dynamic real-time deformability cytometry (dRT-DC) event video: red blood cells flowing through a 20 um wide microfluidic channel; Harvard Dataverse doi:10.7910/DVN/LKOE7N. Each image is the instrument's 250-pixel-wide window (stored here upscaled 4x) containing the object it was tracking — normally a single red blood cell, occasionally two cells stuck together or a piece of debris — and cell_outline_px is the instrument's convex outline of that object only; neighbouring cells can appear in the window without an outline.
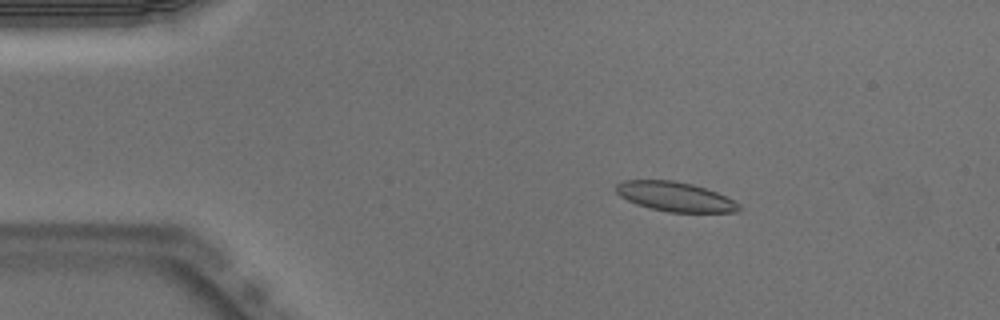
{"species": "Egyptian fruit bat (a non-hibernating species)", "species_latin": "Rousettus aegyptiacus", "temperature_condition": "warm", "stored_images_in_passage": 51, "camera_frame_rate_fps": 3000, "um_per_image_px": 0.085, "animal": {"sex": "male"}, "frame": {"image": 1, "passage_image": 9, "time_ms": 2.667, "image_size_px": [1000, 320], "cell_outline_px": [[744, 208], [740, 212], [668, 212], [636, 204], [620, 196], [616, 192], [616, 184], [624, 180], [672, 180], [692, 184], [716, 192], [740, 204]], "centroid_in_image_um": [57.4, 16.72], "position_along_channel_um": 27.6, "area_um2": 21.04}}
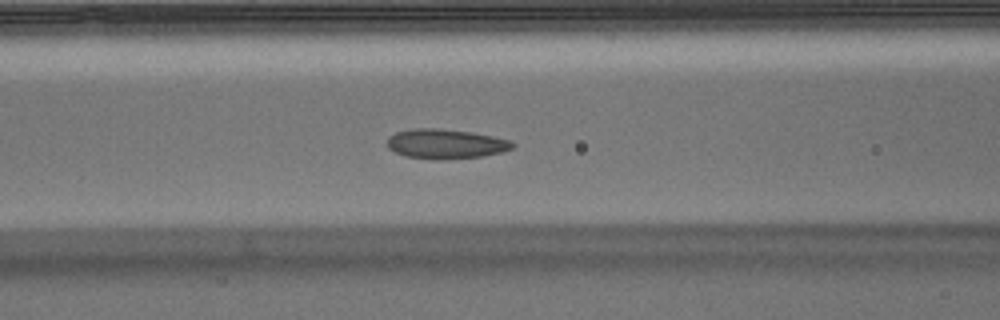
{"frame": {"image": 2, "passage_image": 21, "time_ms": 6.667, "image_size_px": [1000, 320], "cell_outline_px": [[516, 144], [512, 148], [504, 152], [484, 156], [436, 160], [432, 160], [404, 156], [388, 148], [388, 136], [396, 132], [416, 128], [440, 128], [472, 132], [492, 136], [508, 140]], "centroid_in_image_um": [37.88, 12.23], "position_along_channel_um": 128.7, "area_um2": 21.79}}
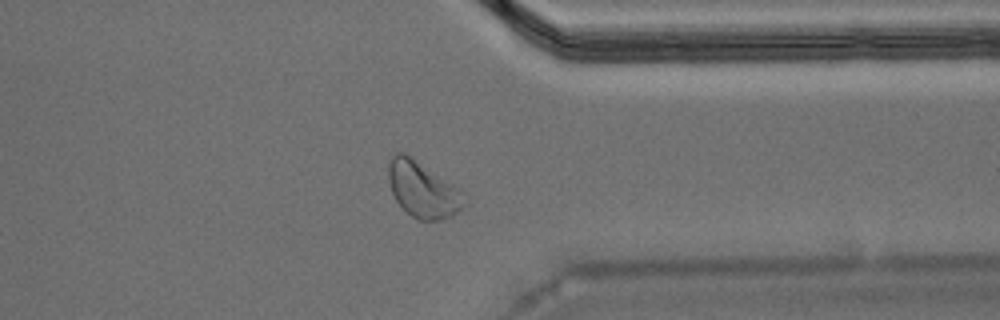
{"frame": {"image": 3, "passage_image": 40, "time_ms": 13.0, "image_size_px": [1000, 320], "cell_outline_px": [[468, 204], [464, 208], [452, 216], [440, 220], [420, 220], [412, 216], [396, 200], [392, 192], [388, 180], [388, 164], [392, 156], [396, 152], [404, 152], [460, 188], [468, 196]], "centroid_in_image_um": [36.0, 16.12], "position_along_channel_um": 375.4, "area_um2": 24.97}, "authors_computed_cell_mechanics": {"area_um2": 21.6172, "velocity_mm_per_s": 3.9665, "shape_relaxation_time_tau1_ms": 2.9503, "shape_relaxation_time_tau2_ms": 1.8199, "deformation_change_tau1": 0.1295, "deformation_change_tau2": 0.0826}}